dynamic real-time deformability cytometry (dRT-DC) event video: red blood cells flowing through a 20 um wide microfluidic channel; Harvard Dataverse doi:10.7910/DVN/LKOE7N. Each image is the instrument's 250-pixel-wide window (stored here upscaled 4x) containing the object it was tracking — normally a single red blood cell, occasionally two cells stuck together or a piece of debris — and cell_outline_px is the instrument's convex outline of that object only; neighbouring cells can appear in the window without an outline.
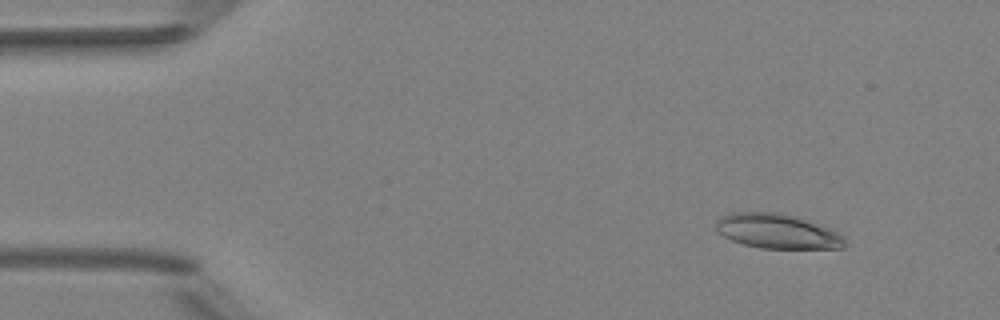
{"species": "Egyptian fruit bat (a non-hibernating species)", "species_latin": "Rousettus aegyptiacus", "temperature_condition": "room temperature", "stored_images_in_passage": 7, "camera_frame_rate_fps": 3000, "um_per_image_px": 0.085, "animal": {"sex": "female"}, "frame": {"image": 1, "passage_image": 2, "time_ms": 1.333, "image_size_px": [1000, 320], "cell_outline_px": [[844, 248], [760, 248], [744, 244], [732, 240], [724, 236], [716, 228], [716, 220], [720, 216], [732, 212], [780, 212], [796, 216], [836, 228], [844, 236]], "centroid_in_image_um": [66.13, 19.63], "position_along_channel_um": 18.9, "area_um2": 26.41}}
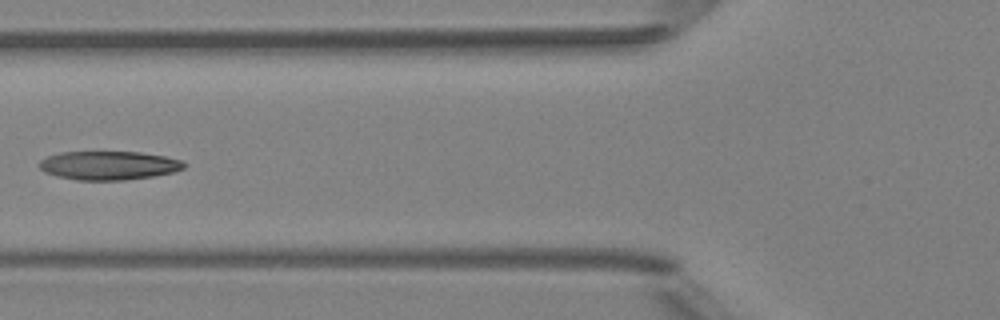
{"frame": {"image": 2, "passage_image": 6, "time_ms": 6.0, "image_size_px": [1000, 320], "cell_outline_px": [[184, 168], [172, 172], [152, 176], [124, 180], [76, 180], [56, 176], [44, 172], [40, 168], [40, 160], [48, 156], [60, 152], [140, 152], [164, 156], [180, 160], [184, 164]], "centroid_in_image_um": [9.2, 14.06], "position_along_channel_um": 116.6, "area_um2": 24.04}}
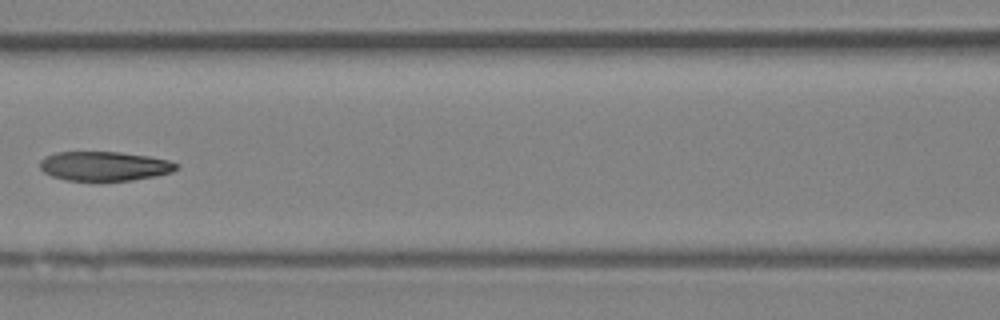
{"frame": {"image": 3, "passage_image": 7, "time_ms": 7.0, "image_size_px": [1000, 320], "cell_outline_px": [[180, 168], [172, 172], [156, 176], [132, 180], [100, 184], [64, 180], [52, 176], [44, 172], [40, 168], [40, 160], [44, 156], [56, 152], [120, 152], [148, 156], [168, 160], [180, 164]], "centroid_in_image_um": [8.87, 14.17], "position_along_channel_um": 157.7, "area_um2": 24.39}}